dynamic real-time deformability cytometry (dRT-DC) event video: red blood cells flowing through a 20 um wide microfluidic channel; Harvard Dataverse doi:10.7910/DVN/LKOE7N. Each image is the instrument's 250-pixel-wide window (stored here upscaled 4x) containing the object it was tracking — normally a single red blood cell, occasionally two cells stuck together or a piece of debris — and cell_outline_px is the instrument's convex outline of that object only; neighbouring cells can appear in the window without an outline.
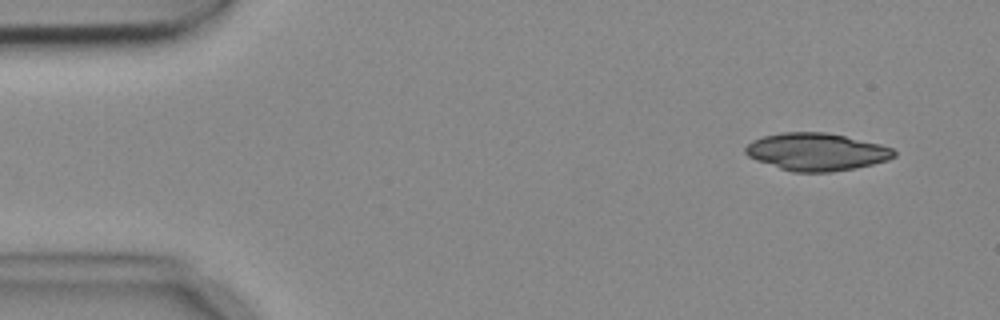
{"species": "common noctule bat (a hibernating species)", "species_latin": "Nyctalus noctula", "temperature_condition": "cold", "stored_images_in_passage": 4, "camera_frame_rate_fps": 3000, "um_per_image_px": 0.085, "animal": {"sex": "female", "body_mass_g": 18.4}, "frame": {"image": 1, "passage_image": 4, "time_ms": 1.0, "image_size_px": [1000, 320], "cell_outline_px": [[896, 156], [888, 160], [856, 168], [832, 172], [792, 172], [756, 160], [748, 156], [744, 152], [744, 148], [752, 140], [764, 136], [784, 132], [824, 132], [844, 136], [880, 144], [892, 148], [896, 152]], "centroid_in_image_um": [69.4, 12.91], "position_along_channel_um": 15.6, "area_um2": 32.43}}